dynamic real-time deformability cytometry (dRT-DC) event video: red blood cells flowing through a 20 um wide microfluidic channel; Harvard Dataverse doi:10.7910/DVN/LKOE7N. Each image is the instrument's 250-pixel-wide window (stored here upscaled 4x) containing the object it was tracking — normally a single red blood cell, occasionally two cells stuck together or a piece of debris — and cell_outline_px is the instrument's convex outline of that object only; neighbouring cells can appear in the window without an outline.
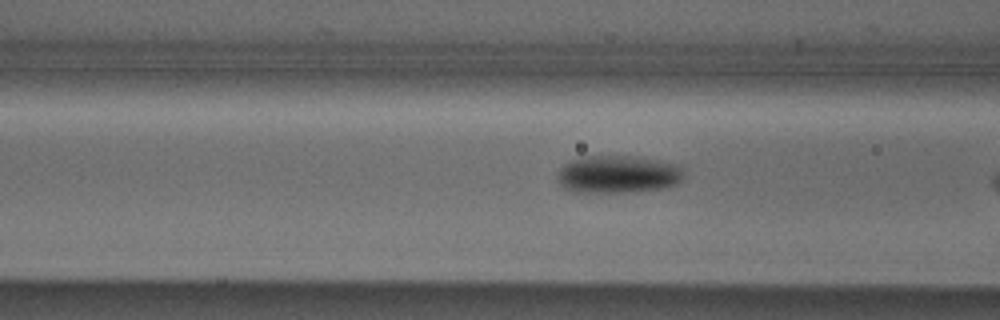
{"species": "Egyptian fruit bat (a non-hibernating species)", "species_latin": "Rousettus aegyptiacus", "temperature_condition": "cold", "stored_images_in_passage": 7, "camera_frame_rate_fps": 3000, "um_per_image_px": 0.085, "animal": {"sex": "male"}, "frame": {"image": 1, "passage_image": 6, "time_ms": 1.667, "image_size_px": [1000, 320], "cell_outline_px": [[684, 176], [676, 184], [660, 188], [636, 192], [572, 192], [564, 188], [556, 180], [556, 176], [560, 168], [568, 160], [580, 156], [624, 156], [660, 160], [676, 164], [680, 168]], "centroid_in_image_um": [52.45, 14.82], "position_along_channel_um": 114.2, "area_um2": 27.92}}